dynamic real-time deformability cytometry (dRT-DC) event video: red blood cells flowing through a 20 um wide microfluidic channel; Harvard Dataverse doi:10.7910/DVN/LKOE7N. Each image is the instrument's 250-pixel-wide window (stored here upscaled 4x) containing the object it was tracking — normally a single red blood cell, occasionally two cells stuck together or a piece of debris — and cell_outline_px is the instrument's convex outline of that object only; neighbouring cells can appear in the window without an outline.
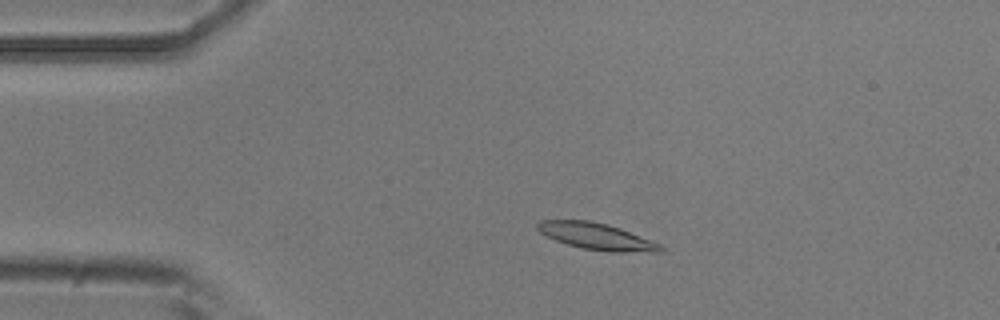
{"species": "common noctule bat (a hibernating species)", "species_latin": "Nyctalus noctula", "temperature_condition": "room temperature", "stored_images_in_passage": 4, "camera_frame_rate_fps": 3000, "um_per_image_px": 0.085, "animal": {"sex": "male", "body_mass_g": 20.5, "forearm_length_mm": 52.5}, "frame": {"image": 1, "passage_image": 3, "time_ms": 0.667, "image_size_px": [1000, 320], "cell_outline_px": [[664, 252], [608, 252], [584, 248], [568, 244], [556, 240], [540, 232], [536, 228], [536, 224], [540, 220], [588, 220], [608, 224], [620, 228], [652, 240], [660, 244], [664, 248]], "centroid_in_image_um": [50.75, 20.09], "position_along_channel_um": 34.3, "area_um2": 19.07}}